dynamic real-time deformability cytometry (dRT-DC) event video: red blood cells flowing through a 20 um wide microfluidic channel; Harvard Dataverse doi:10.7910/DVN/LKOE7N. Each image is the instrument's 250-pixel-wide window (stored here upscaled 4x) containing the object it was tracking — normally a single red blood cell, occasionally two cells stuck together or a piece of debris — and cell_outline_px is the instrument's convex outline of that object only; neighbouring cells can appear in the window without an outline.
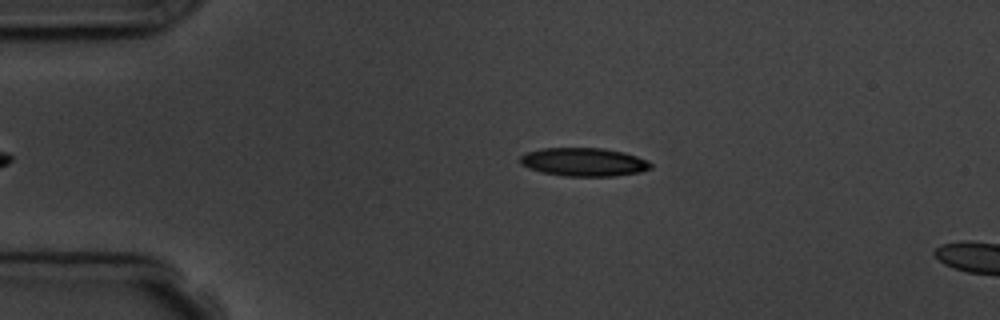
{"species": "common noctule bat (a hibernating species)", "species_latin": "Nyctalus noctula", "temperature_condition": "room temperature", "stored_images_in_passage": 3, "segment_of_instrument_passage": [1, 2], "camera_frame_rate_fps": 3000, "um_per_image_px": 0.085, "animal": {"sex": "male", "body_mass_g": 19.5, "forearm_length_mm": 54.6}, "frame": {"image": 1, "passage_image": 1, "time_ms": 0.0, "image_size_px": [1000, 320], "cell_outline_px": [[652, 168], [640, 172], [616, 176], [564, 176], [540, 172], [528, 168], [520, 164], [520, 156], [528, 152], [540, 148], [604, 148], [624, 152], [636, 156], [652, 164]], "centroid_in_image_um": [49.6, 13.77], "position_along_channel_um": 35.4, "area_um2": 21.68}}